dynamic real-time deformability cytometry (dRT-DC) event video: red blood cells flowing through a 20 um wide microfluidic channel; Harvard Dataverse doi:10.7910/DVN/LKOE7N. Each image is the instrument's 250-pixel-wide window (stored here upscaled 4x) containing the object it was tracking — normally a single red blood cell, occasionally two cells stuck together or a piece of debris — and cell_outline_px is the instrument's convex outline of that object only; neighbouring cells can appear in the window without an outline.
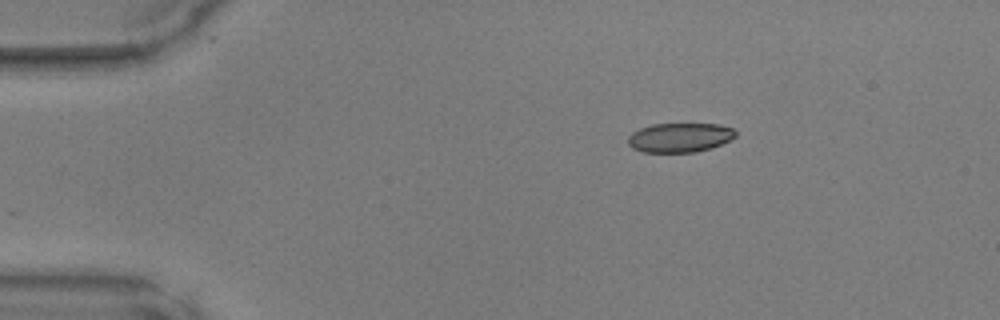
{"species": "common noctule bat (a hibernating species)", "species_latin": "Nyctalus noctula", "temperature_condition": "warm", "stored_images_in_passage": 37, "camera_frame_rate_fps": 3000, "um_per_image_px": 0.085, "animal": {"sex": "male", "body_mass_g": 17.9, "forearm_length_mm": 54.2}, "frame": {"image": 1, "passage_image": 1, "time_ms": 0.0, "image_size_px": [1000, 320], "cell_outline_px": [[736, 136], [712, 148], [696, 152], [644, 152], [632, 148], [628, 144], [628, 136], [632, 132], [640, 128], [652, 124], [720, 124], [732, 128], [736, 132]], "centroid_in_image_um": [57.76, 11.69], "position_along_channel_um": 27.2, "area_um2": 18.38}}
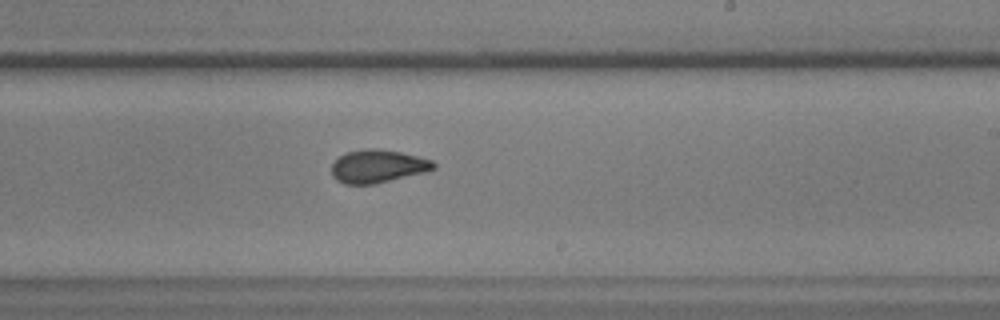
{"frame": {"image": 2, "passage_image": 22, "time_ms": 7.0, "image_size_px": [1000, 320], "cell_outline_px": [[436, 168], [428, 172], [376, 184], [344, 184], [336, 180], [332, 176], [332, 164], [340, 156], [348, 152], [368, 148], [376, 148], [400, 152], [432, 160], [436, 164]], "centroid_in_image_um": [32.14, 14.15], "position_along_channel_um": 256.9, "area_um2": 19.77}}
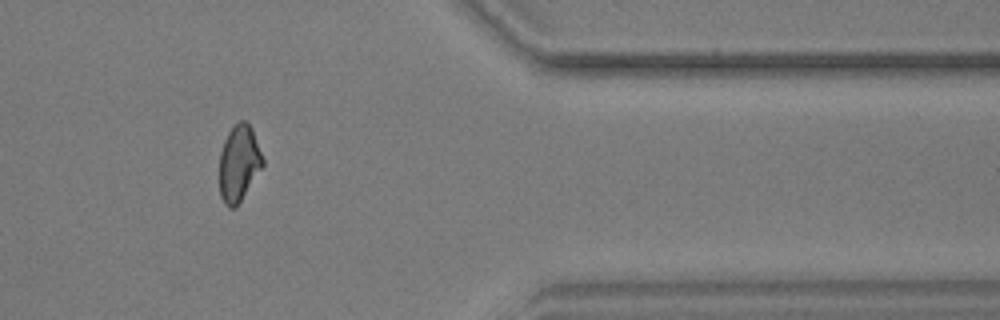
{"frame": {"image": 3, "passage_image": 33, "time_ms": 10.667, "image_size_px": [1000, 320], "cell_outline_px": [[264, 164], [236, 208], [228, 208], [224, 204], [220, 196], [220, 152], [224, 140], [228, 132], [240, 120], [244, 120], [252, 128], [264, 160]], "centroid_in_image_um": [20.3, 13.9], "position_along_channel_um": 391.1, "area_um2": 19.19}}